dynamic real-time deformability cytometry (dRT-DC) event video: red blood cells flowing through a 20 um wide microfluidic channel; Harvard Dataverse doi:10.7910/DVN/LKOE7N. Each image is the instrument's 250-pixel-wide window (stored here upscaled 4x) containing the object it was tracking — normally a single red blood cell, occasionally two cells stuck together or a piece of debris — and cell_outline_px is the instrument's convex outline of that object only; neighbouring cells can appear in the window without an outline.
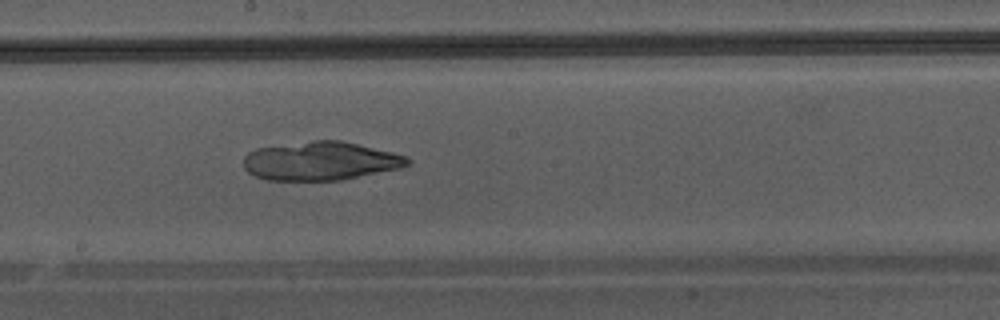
{"species": "Egyptian fruit bat (a non-hibernating species)", "species_latin": "Rousettus aegyptiacus", "temperature_condition": "warm", "stored_images_in_passage": 30, "camera_frame_rate_fps": 3000, "um_per_image_px": 0.085, "animal": {"sex": "male"}, "frame": {"image": 1, "passage_image": 13, "time_ms": 4.0, "image_size_px": [1000, 320], "cell_outline_px": [[412, 160], [408, 164], [400, 168], [340, 180], [268, 180], [256, 176], [248, 172], [244, 168], [244, 156], [248, 152], [256, 148], [316, 140], [340, 140], [392, 152], [408, 156]], "centroid_in_image_um": [27.24, 13.68], "position_along_channel_um": 221.0, "area_um2": 36.7}}